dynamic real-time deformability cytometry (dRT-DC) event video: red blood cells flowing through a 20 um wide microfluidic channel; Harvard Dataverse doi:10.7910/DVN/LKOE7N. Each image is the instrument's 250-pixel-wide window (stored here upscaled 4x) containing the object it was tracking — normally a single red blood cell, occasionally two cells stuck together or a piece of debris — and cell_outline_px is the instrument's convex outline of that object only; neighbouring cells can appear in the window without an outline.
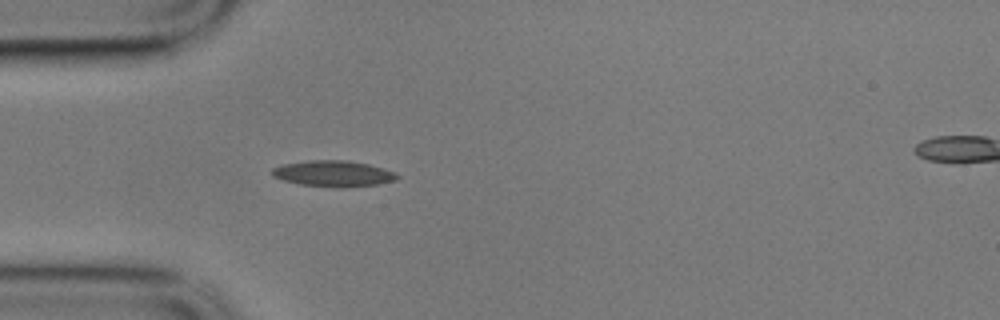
{"species": "common noctule bat (a hibernating species)", "species_latin": "Nyctalus noctula", "temperature_condition": "cold", "stored_images_in_passage": 2, "segment_of_instrument_passage": [1, 2], "camera_frame_rate_fps": 3000, "um_per_image_px": 0.085, "animal": {"sex": "male", "body_mass_g": 17.9}, "frame": {"image": 1, "passage_image": 1, "time_ms": 0.0, "image_size_px": [1000, 320], "cell_outline_px": [[400, 176], [396, 180], [376, 184], [344, 188], [332, 188], [300, 184], [284, 180], [272, 176], [272, 168], [280, 164], [308, 160], [348, 160], [368, 164], [384, 168], [396, 172]], "centroid_in_image_um": [28.34, 14.75], "position_along_channel_um": 56.7, "area_um2": 19.25}}